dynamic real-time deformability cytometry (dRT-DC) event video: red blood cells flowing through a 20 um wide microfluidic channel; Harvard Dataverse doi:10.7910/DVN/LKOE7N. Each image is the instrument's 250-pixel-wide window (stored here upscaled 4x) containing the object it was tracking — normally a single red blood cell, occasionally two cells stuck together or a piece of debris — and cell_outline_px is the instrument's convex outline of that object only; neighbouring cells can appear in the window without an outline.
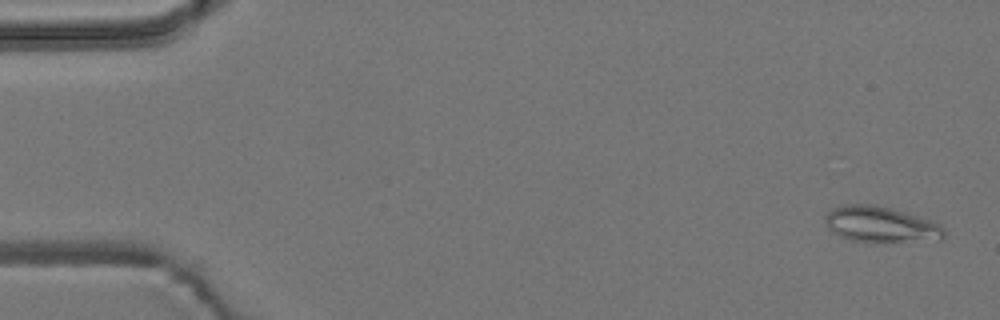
{"species": "common noctule bat (a hibernating species)", "species_latin": "Nyctalus noctula", "temperature_condition": "room temperature", "stored_images_in_passage": 29, "camera_frame_rate_fps": 3000, "um_per_image_px": 0.085, "animal": {"sex": "male", "body_mass_g": 19.2, "forearm_length_mm": 51.8}, "frame": {"image": 1, "passage_image": 2, "time_ms": 0.333, "image_size_px": [1000, 320], "cell_outline_px": [[944, 236], [940, 240], [852, 240], [840, 236], [832, 232], [828, 228], [824, 216], [832, 208], [848, 204], [872, 204], [904, 212], [932, 220], [940, 224], [944, 228]], "centroid_in_image_um": [74.85, 19.04], "position_along_channel_um": 10.2, "area_um2": 24.1}}
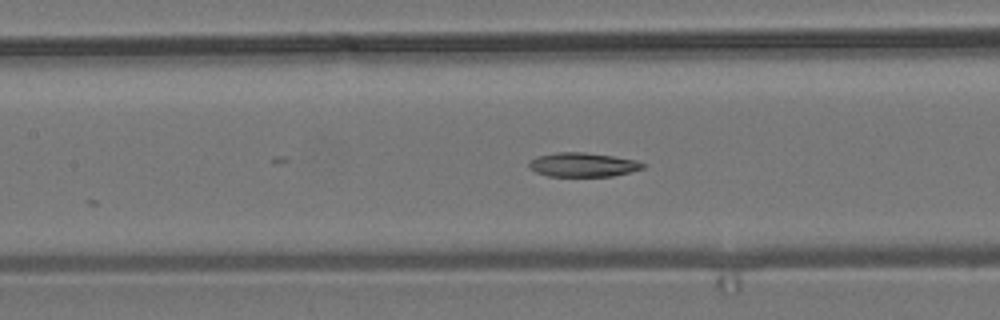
{"frame": {"image": 2, "passage_image": 25, "time_ms": 8.0, "image_size_px": [1000, 320], "cell_outline_px": [[648, 164], [644, 168], [632, 172], [612, 176], [548, 176], [536, 172], [528, 168], [528, 164], [536, 156], [556, 152], [584, 152], [612, 156], [636, 160]], "centroid_in_image_um": [49.57, 14.0], "position_along_channel_um": 157.8, "area_um2": 16.13}}
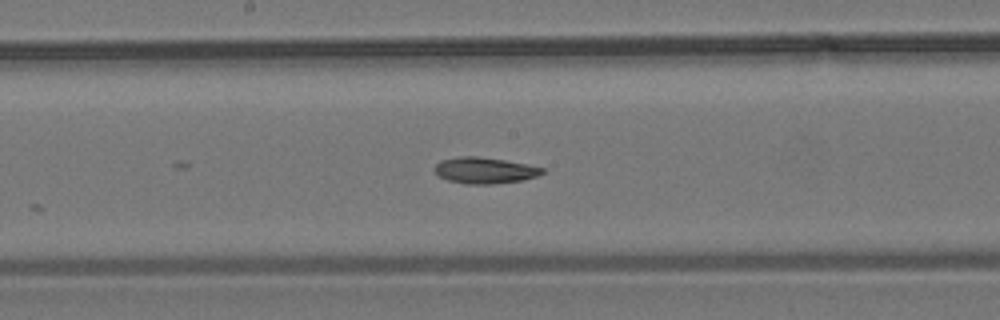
{"frame": {"image": 3, "passage_image": 29, "time_ms": 9.333, "image_size_px": [1000, 320], "cell_outline_px": [[544, 172], [536, 176], [524, 180], [492, 184], [464, 184], [448, 180], [440, 176], [432, 168], [440, 160], [460, 156], [476, 156], [504, 160], [544, 168]], "centroid_in_image_um": [41.16, 14.49], "position_along_channel_um": 207.0, "area_um2": 16.36}}